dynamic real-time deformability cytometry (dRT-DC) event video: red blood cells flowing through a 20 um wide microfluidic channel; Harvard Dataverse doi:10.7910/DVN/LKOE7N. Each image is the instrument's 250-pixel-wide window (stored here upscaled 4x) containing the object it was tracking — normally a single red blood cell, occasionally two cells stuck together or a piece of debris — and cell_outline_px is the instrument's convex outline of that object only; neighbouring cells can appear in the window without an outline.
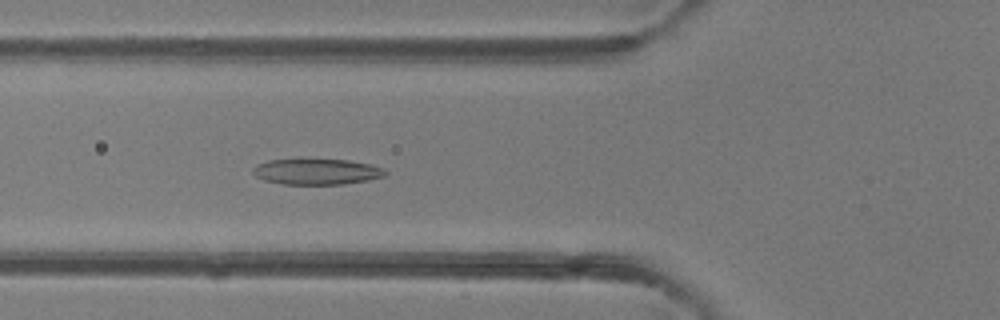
{"species": "common noctule bat (a hibernating species)", "species_latin": "Nyctalus noctula", "temperature_condition": "room temperature", "stored_images_in_passage": 48, "camera_frame_rate_fps": 3000, "um_per_image_px": 0.085, "animal": {"sex": "female"}, "frame": {"image": 1, "passage_image": 17, "time_ms": 5.333, "image_size_px": [1000, 320], "cell_outline_px": [[388, 172], [384, 176], [368, 180], [344, 184], [284, 184], [264, 180], [256, 176], [252, 172], [252, 168], [256, 164], [268, 160], [348, 160], [368, 164], [384, 168]], "centroid_in_image_um": [26.91, 14.6], "position_along_channel_um": 98.9, "area_um2": 19.71}}
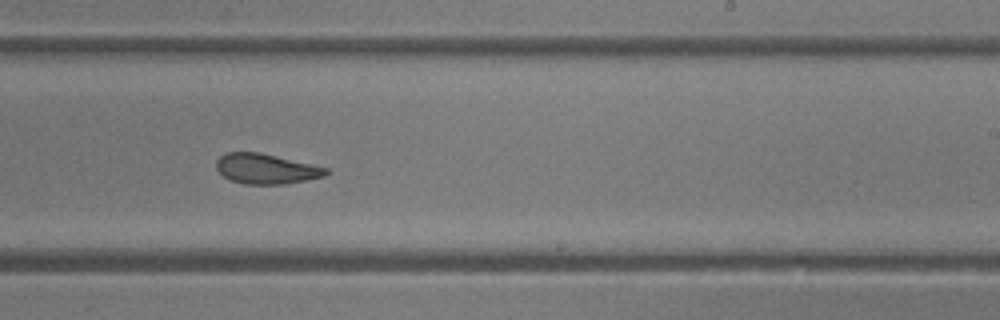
{"frame": {"image": 2, "passage_image": 29, "time_ms": 9.333, "image_size_px": [1000, 320], "cell_outline_px": [[328, 172], [324, 176], [308, 180], [288, 184], [244, 184], [232, 180], [224, 176], [216, 168], [216, 160], [224, 152], [260, 152], [312, 164], [328, 168]], "centroid_in_image_um": [22.62, 14.34], "position_along_channel_um": 266.4, "area_um2": 19.31}}
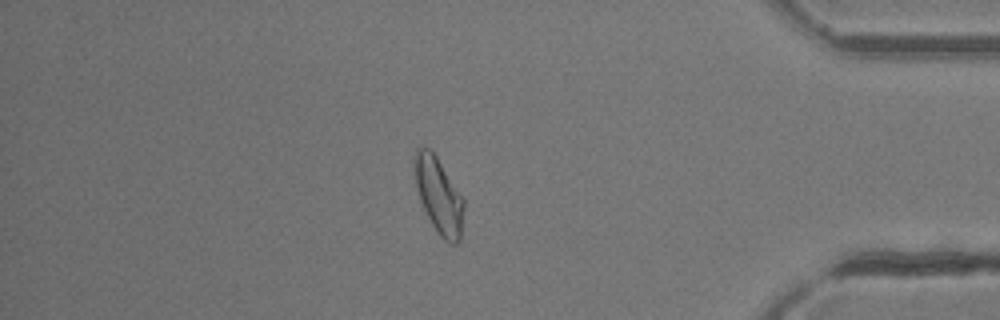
{"frame": {"image": 3, "passage_image": 41, "time_ms": 13.333, "image_size_px": [1000, 320], "cell_outline_px": [[464, 208], [460, 240], [456, 244], [448, 244], [436, 232], [424, 212], [420, 200], [416, 184], [412, 160], [416, 148], [428, 148], [436, 156], [464, 200]], "centroid_in_image_um": [37.27, 16.65], "position_along_channel_um": 397.9, "area_um2": 21.85}, "authors_computed_cell_mechanics": {"area_um2": 20.9814, "velocity_mm_per_s": 4.175, "shape_relaxation_time_tau1_ms": 3.4685, "shape_relaxation_time_tau2_ms": 1.5847, "deformation_change_tau1": 0.1445, "deformation_change_tau2": 0.0934}}